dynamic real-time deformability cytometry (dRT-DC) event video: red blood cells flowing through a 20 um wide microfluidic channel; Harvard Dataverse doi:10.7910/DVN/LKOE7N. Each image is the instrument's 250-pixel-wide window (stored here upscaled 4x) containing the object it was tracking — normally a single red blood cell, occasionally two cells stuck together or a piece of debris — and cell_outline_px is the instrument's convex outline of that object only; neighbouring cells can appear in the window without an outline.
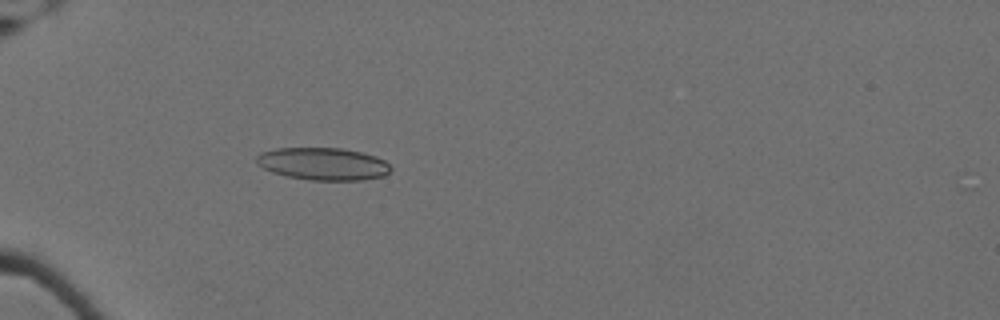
{"species": "Egyptian fruit bat (a non-hibernating species)", "species_latin": "Rousettus aegyptiacus", "temperature_condition": "cold", "stored_images_in_passage": 48, "camera_frame_rate_fps": 3000, "um_per_image_px": 0.085, "animal": {"sex": "female"}, "frame": {"image": 1, "passage_image": 8, "time_ms": 2.333, "image_size_px": [1000, 320], "cell_outline_px": [[392, 168], [384, 176], [360, 180], [308, 180], [288, 176], [272, 172], [256, 164], [256, 156], [260, 152], [276, 148], [340, 148], [360, 152], [376, 156], [384, 160]], "centroid_in_image_um": [27.44, 13.92], "position_along_channel_um": 57.6, "area_um2": 25.37}}
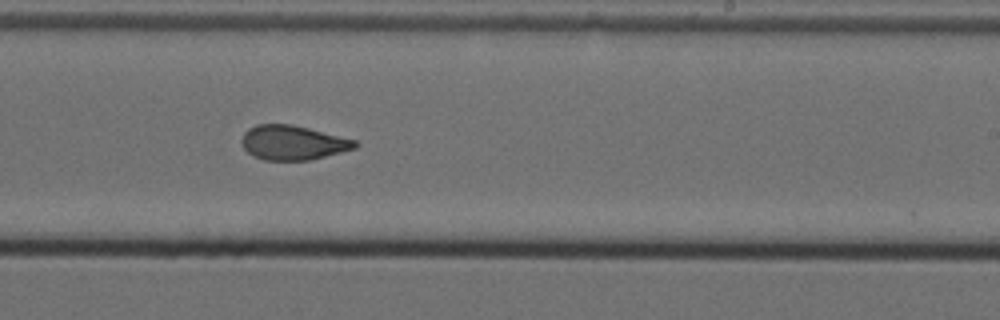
{"frame": {"image": 2, "passage_image": 27, "time_ms": 8.667, "image_size_px": [1000, 320], "cell_outline_px": [[360, 144], [356, 148], [308, 160], [264, 160], [252, 156], [244, 148], [240, 140], [244, 132], [248, 128], [256, 124], [292, 124], [356, 140]], "centroid_in_image_um": [24.86, 12.12], "position_along_channel_um": 264.1, "area_um2": 22.77}}
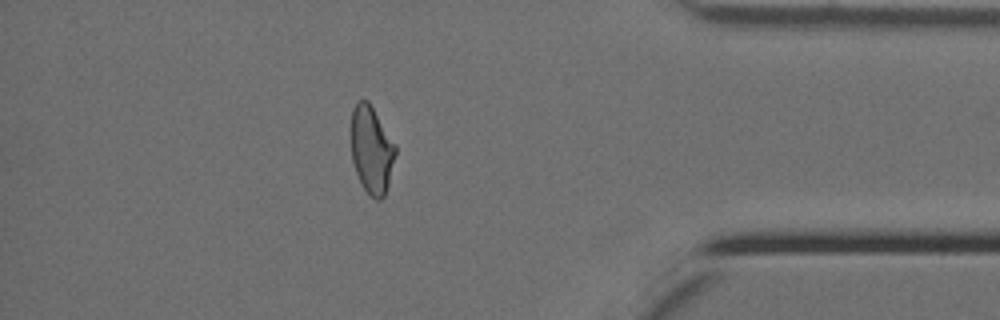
{"frame": {"image": 3, "passage_image": 41, "time_ms": 13.333, "image_size_px": [1000, 320], "cell_outline_px": [[396, 152], [388, 184], [384, 196], [380, 200], [376, 200], [360, 184], [352, 160], [352, 108], [360, 100], [368, 100], [396, 144]], "centroid_in_image_um": [31.59, 12.73], "position_along_channel_um": 403.6, "area_um2": 22.37}, "authors_computed_cell_mechanics": {"area_um2": 23.3223, "velocity_mm_per_s": 3.5089, "shape_relaxation_time_tau1_ms": null, "shape_relaxation_time_tau2_ms": 2.0641, "deformation_change_tau1": null, "deformation_change_tau2": 0.0787}}